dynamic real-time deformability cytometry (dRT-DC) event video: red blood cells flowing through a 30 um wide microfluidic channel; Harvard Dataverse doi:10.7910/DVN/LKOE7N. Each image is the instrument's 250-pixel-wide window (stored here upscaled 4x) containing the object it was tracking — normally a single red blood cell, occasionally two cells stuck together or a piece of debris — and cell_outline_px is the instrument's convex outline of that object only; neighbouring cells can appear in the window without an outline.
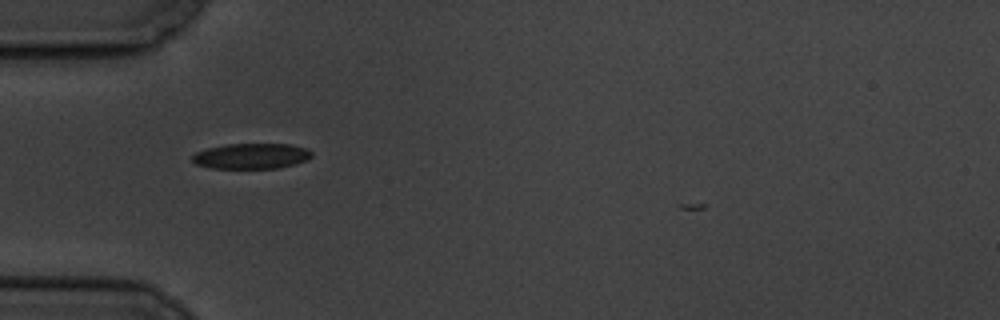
{"species": "common noctule bat (a hibernating species)", "species_latin": "Nyctalus noctula", "temperature_condition": "cold", "stored_images_in_passage": 40, "camera_frame_rate_fps": 3000, "um_per_image_px": 0.085, "animal": {"sex": "male", "body_mass_g": 19.5, "forearm_length_mm": 54.6}, "frame": {"image": 1, "passage_image": 1, "time_ms": 0.0, "image_size_px": [1000, 320], "cell_outline_px": [[312, 156], [308, 160], [276, 168], [212, 168], [196, 164], [192, 160], [192, 156], [196, 152], [208, 148], [228, 144], [292, 144], [304, 148], [312, 152]], "centroid_in_image_um": [21.37, 13.26], "position_along_channel_um": 63.6, "area_um2": 17.57}}
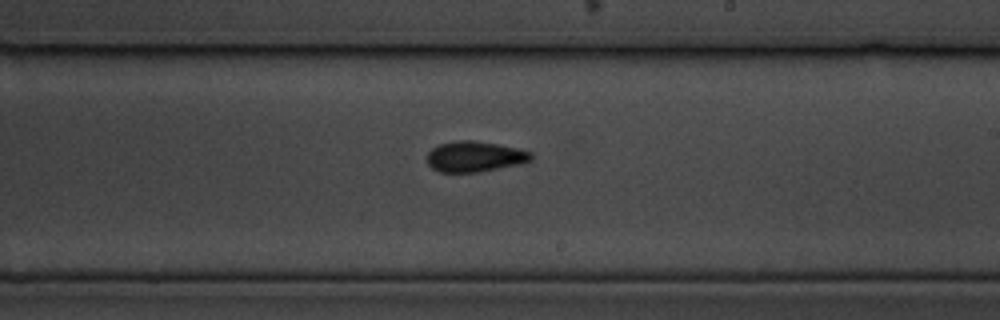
{"frame": {"image": 2, "passage_image": 17, "time_ms": 5.333, "image_size_px": [1000, 320], "cell_outline_px": [[532, 160], [520, 164], [480, 172], [440, 172], [432, 168], [428, 164], [428, 152], [432, 148], [440, 144], [456, 140], [472, 140], [496, 144], [516, 148], [532, 152]], "centroid_in_image_um": [40.35, 13.31], "position_along_channel_um": 248.6, "area_um2": 18.5}}
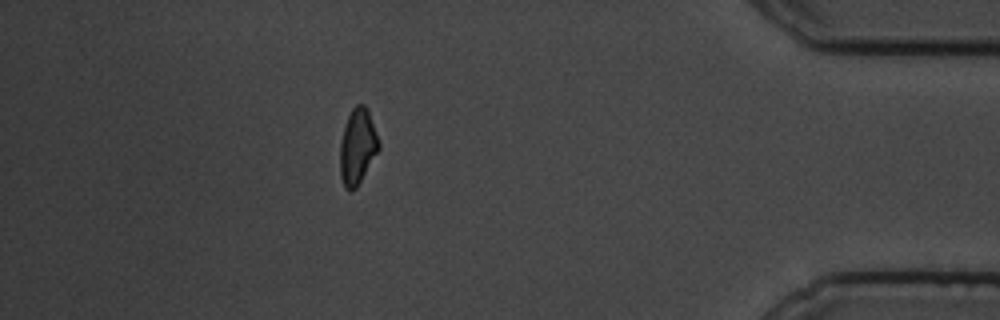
{"frame": {"image": 3, "passage_image": 34, "time_ms": 11.0, "image_size_px": [1000, 320], "cell_outline_px": [[380, 148], [356, 188], [352, 192], [348, 192], [344, 188], [340, 176], [340, 144], [344, 124], [352, 108], [356, 104], [364, 104], [368, 108], [380, 144]], "centroid_in_image_um": [30.37, 12.46], "position_along_channel_um": 404.8, "area_um2": 17.28}, "authors_computed_cell_mechanics": {"area_um2": 17.9469, "velocity_mm_per_s": 3.497, "shape_relaxation_time_tau1_ms": 4.3348, "shape_relaxation_time_tau2_ms": 2.2889, "deformation_change_tau1": 0.1267, "deformation_change_tau2": 0.088}}